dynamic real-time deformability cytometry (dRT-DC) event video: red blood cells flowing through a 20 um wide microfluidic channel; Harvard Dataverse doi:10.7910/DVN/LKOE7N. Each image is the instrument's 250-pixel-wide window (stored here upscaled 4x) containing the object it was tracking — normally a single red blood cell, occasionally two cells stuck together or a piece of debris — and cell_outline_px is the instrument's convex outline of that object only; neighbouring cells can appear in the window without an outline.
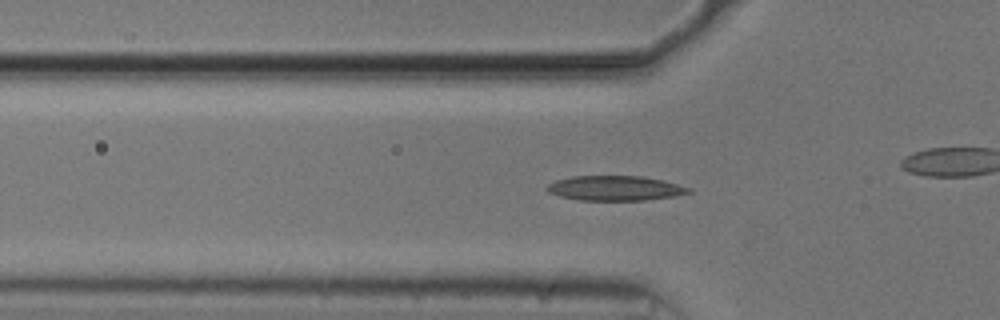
{"species": "common noctule bat (a hibernating species)", "species_latin": "Nyctalus noctula", "temperature_condition": "cold", "stored_images_in_passage": 47, "camera_frame_rate_fps": 3000, "um_per_image_px": 0.085, "animal": {"sex": "male", "body_mass_g": 20.5, "forearm_length_mm": 52.5}, "frame": {"image": 1, "passage_image": 13, "time_ms": 4.0, "image_size_px": [1000, 320], "cell_outline_px": [[692, 192], [672, 196], [644, 200], [580, 200], [560, 196], [548, 192], [544, 188], [548, 184], [556, 180], [572, 176], [640, 176], [664, 180], [692, 188]], "centroid_in_image_um": [52.27, 15.99], "position_along_channel_um": 73.5, "area_um2": 20.46}}
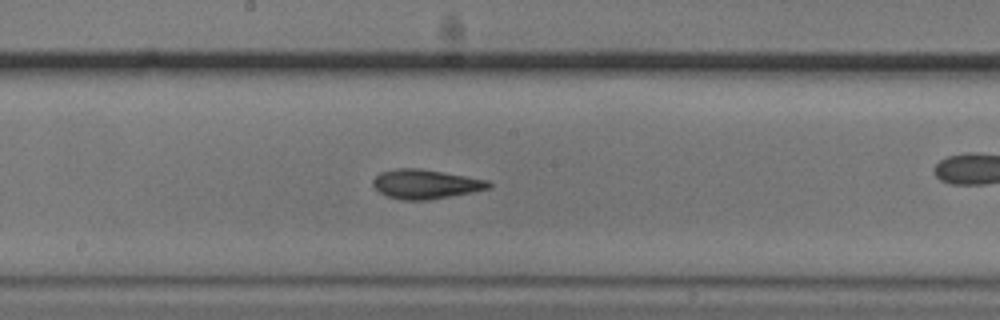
{"frame": {"image": 2, "passage_image": 24, "time_ms": 7.667, "image_size_px": [1000, 320], "cell_outline_px": [[492, 184], [488, 188], [472, 192], [428, 200], [404, 200], [388, 196], [380, 192], [372, 184], [372, 180], [380, 172], [396, 168], [420, 168], [488, 180]], "centroid_in_image_um": [36.15, 15.64], "position_along_channel_um": 212.1, "area_um2": 19.59}}
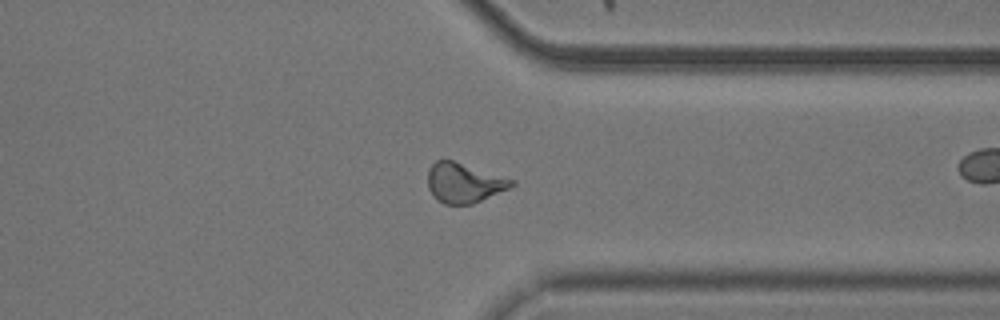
{"frame": {"image": 3, "passage_image": 37, "time_ms": 12.0, "image_size_px": [1000, 320], "cell_outline_px": [[516, 184], [508, 188], [472, 204], [444, 204], [436, 200], [432, 196], [428, 188], [428, 172], [432, 164], [436, 160], [452, 160], [516, 180]], "centroid_in_image_um": [39.42, 15.54], "position_along_channel_um": 372.0, "area_um2": 19.31}}